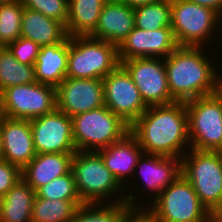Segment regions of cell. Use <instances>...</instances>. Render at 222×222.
<instances>
[{
  "instance_id": "cell-1",
  "label": "cell",
  "mask_w": 222,
  "mask_h": 222,
  "mask_svg": "<svg viewBox=\"0 0 222 222\" xmlns=\"http://www.w3.org/2000/svg\"><path fill=\"white\" fill-rule=\"evenodd\" d=\"M129 132L146 155L182 158L185 145L190 146L185 102L149 106L130 126Z\"/></svg>"
},
{
  "instance_id": "cell-2",
  "label": "cell",
  "mask_w": 222,
  "mask_h": 222,
  "mask_svg": "<svg viewBox=\"0 0 222 222\" xmlns=\"http://www.w3.org/2000/svg\"><path fill=\"white\" fill-rule=\"evenodd\" d=\"M201 51V47L178 46L165 58L168 86L176 102L212 95L222 89V76Z\"/></svg>"
},
{
  "instance_id": "cell-3",
  "label": "cell",
  "mask_w": 222,
  "mask_h": 222,
  "mask_svg": "<svg viewBox=\"0 0 222 222\" xmlns=\"http://www.w3.org/2000/svg\"><path fill=\"white\" fill-rule=\"evenodd\" d=\"M120 64L118 45L90 36L69 37L66 77L103 79Z\"/></svg>"
},
{
  "instance_id": "cell-4",
  "label": "cell",
  "mask_w": 222,
  "mask_h": 222,
  "mask_svg": "<svg viewBox=\"0 0 222 222\" xmlns=\"http://www.w3.org/2000/svg\"><path fill=\"white\" fill-rule=\"evenodd\" d=\"M146 211L156 222H213L192 184L181 174L167 186Z\"/></svg>"
},
{
  "instance_id": "cell-5",
  "label": "cell",
  "mask_w": 222,
  "mask_h": 222,
  "mask_svg": "<svg viewBox=\"0 0 222 222\" xmlns=\"http://www.w3.org/2000/svg\"><path fill=\"white\" fill-rule=\"evenodd\" d=\"M72 118L73 140L77 151H98L120 141L130 126L105 105Z\"/></svg>"
},
{
  "instance_id": "cell-6",
  "label": "cell",
  "mask_w": 222,
  "mask_h": 222,
  "mask_svg": "<svg viewBox=\"0 0 222 222\" xmlns=\"http://www.w3.org/2000/svg\"><path fill=\"white\" fill-rule=\"evenodd\" d=\"M187 153L182 156V174L213 214L222 203V152L190 149Z\"/></svg>"
},
{
  "instance_id": "cell-7",
  "label": "cell",
  "mask_w": 222,
  "mask_h": 222,
  "mask_svg": "<svg viewBox=\"0 0 222 222\" xmlns=\"http://www.w3.org/2000/svg\"><path fill=\"white\" fill-rule=\"evenodd\" d=\"M191 149L222 152V89L185 102Z\"/></svg>"
},
{
  "instance_id": "cell-8",
  "label": "cell",
  "mask_w": 222,
  "mask_h": 222,
  "mask_svg": "<svg viewBox=\"0 0 222 222\" xmlns=\"http://www.w3.org/2000/svg\"><path fill=\"white\" fill-rule=\"evenodd\" d=\"M71 171L83 203L101 204L106 202L105 199L108 201L113 193L118 196L121 185L106 168L98 151H76ZM101 200L103 202H99Z\"/></svg>"
},
{
  "instance_id": "cell-9",
  "label": "cell",
  "mask_w": 222,
  "mask_h": 222,
  "mask_svg": "<svg viewBox=\"0 0 222 222\" xmlns=\"http://www.w3.org/2000/svg\"><path fill=\"white\" fill-rule=\"evenodd\" d=\"M56 88L38 82L15 85L0 93V115L31 120L56 109Z\"/></svg>"
},
{
  "instance_id": "cell-10",
  "label": "cell",
  "mask_w": 222,
  "mask_h": 222,
  "mask_svg": "<svg viewBox=\"0 0 222 222\" xmlns=\"http://www.w3.org/2000/svg\"><path fill=\"white\" fill-rule=\"evenodd\" d=\"M219 20L210 8L189 0H171V28L178 46L202 47Z\"/></svg>"
},
{
  "instance_id": "cell-11",
  "label": "cell",
  "mask_w": 222,
  "mask_h": 222,
  "mask_svg": "<svg viewBox=\"0 0 222 222\" xmlns=\"http://www.w3.org/2000/svg\"><path fill=\"white\" fill-rule=\"evenodd\" d=\"M105 106L131 126L148 108L132 81L120 64L102 79Z\"/></svg>"
},
{
  "instance_id": "cell-12",
  "label": "cell",
  "mask_w": 222,
  "mask_h": 222,
  "mask_svg": "<svg viewBox=\"0 0 222 222\" xmlns=\"http://www.w3.org/2000/svg\"><path fill=\"white\" fill-rule=\"evenodd\" d=\"M133 58L121 62L137 86L145 104L149 106L168 105L176 102L170 94L165 58ZM164 59V60H163Z\"/></svg>"
},
{
  "instance_id": "cell-13",
  "label": "cell",
  "mask_w": 222,
  "mask_h": 222,
  "mask_svg": "<svg viewBox=\"0 0 222 222\" xmlns=\"http://www.w3.org/2000/svg\"><path fill=\"white\" fill-rule=\"evenodd\" d=\"M37 154L75 153L72 118L59 109L30 120Z\"/></svg>"
},
{
  "instance_id": "cell-14",
  "label": "cell",
  "mask_w": 222,
  "mask_h": 222,
  "mask_svg": "<svg viewBox=\"0 0 222 222\" xmlns=\"http://www.w3.org/2000/svg\"><path fill=\"white\" fill-rule=\"evenodd\" d=\"M102 79L66 77L56 87V107L69 117L104 106Z\"/></svg>"
},
{
  "instance_id": "cell-15",
  "label": "cell",
  "mask_w": 222,
  "mask_h": 222,
  "mask_svg": "<svg viewBox=\"0 0 222 222\" xmlns=\"http://www.w3.org/2000/svg\"><path fill=\"white\" fill-rule=\"evenodd\" d=\"M178 44L171 27L157 30H141L134 27L118 45L120 62L133 58H167Z\"/></svg>"
},
{
  "instance_id": "cell-16",
  "label": "cell",
  "mask_w": 222,
  "mask_h": 222,
  "mask_svg": "<svg viewBox=\"0 0 222 222\" xmlns=\"http://www.w3.org/2000/svg\"><path fill=\"white\" fill-rule=\"evenodd\" d=\"M3 141L2 159L23 169L35 156L30 120L11 119L0 115Z\"/></svg>"
},
{
  "instance_id": "cell-17",
  "label": "cell",
  "mask_w": 222,
  "mask_h": 222,
  "mask_svg": "<svg viewBox=\"0 0 222 222\" xmlns=\"http://www.w3.org/2000/svg\"><path fill=\"white\" fill-rule=\"evenodd\" d=\"M134 27V9L125 3L106 2L90 37L119 45Z\"/></svg>"
},
{
  "instance_id": "cell-18",
  "label": "cell",
  "mask_w": 222,
  "mask_h": 222,
  "mask_svg": "<svg viewBox=\"0 0 222 222\" xmlns=\"http://www.w3.org/2000/svg\"><path fill=\"white\" fill-rule=\"evenodd\" d=\"M104 165L122 186L129 173L136 171L138 159L145 155L137 139L129 132L120 141L98 150ZM128 174V175H127Z\"/></svg>"
},
{
  "instance_id": "cell-19",
  "label": "cell",
  "mask_w": 222,
  "mask_h": 222,
  "mask_svg": "<svg viewBox=\"0 0 222 222\" xmlns=\"http://www.w3.org/2000/svg\"><path fill=\"white\" fill-rule=\"evenodd\" d=\"M74 153H43L22 169V178L36 191L59 176L71 171Z\"/></svg>"
},
{
  "instance_id": "cell-20",
  "label": "cell",
  "mask_w": 222,
  "mask_h": 222,
  "mask_svg": "<svg viewBox=\"0 0 222 222\" xmlns=\"http://www.w3.org/2000/svg\"><path fill=\"white\" fill-rule=\"evenodd\" d=\"M69 37L55 45L41 46L34 64L35 81L57 87L67 74Z\"/></svg>"
},
{
  "instance_id": "cell-21",
  "label": "cell",
  "mask_w": 222,
  "mask_h": 222,
  "mask_svg": "<svg viewBox=\"0 0 222 222\" xmlns=\"http://www.w3.org/2000/svg\"><path fill=\"white\" fill-rule=\"evenodd\" d=\"M143 157L138 159L136 167L141 166L139 171L143 172L141 174L145 180L143 184L148 190L155 191L156 195L154 196L157 198L167 186L182 174V158L154 154L147 155L148 158L146 157L145 160H142Z\"/></svg>"
},
{
  "instance_id": "cell-22",
  "label": "cell",
  "mask_w": 222,
  "mask_h": 222,
  "mask_svg": "<svg viewBox=\"0 0 222 222\" xmlns=\"http://www.w3.org/2000/svg\"><path fill=\"white\" fill-rule=\"evenodd\" d=\"M21 37L33 40L41 47L63 42L68 35L63 23L24 7Z\"/></svg>"
},
{
  "instance_id": "cell-23",
  "label": "cell",
  "mask_w": 222,
  "mask_h": 222,
  "mask_svg": "<svg viewBox=\"0 0 222 222\" xmlns=\"http://www.w3.org/2000/svg\"><path fill=\"white\" fill-rule=\"evenodd\" d=\"M35 190L21 178L0 197V222H31Z\"/></svg>"
},
{
  "instance_id": "cell-24",
  "label": "cell",
  "mask_w": 222,
  "mask_h": 222,
  "mask_svg": "<svg viewBox=\"0 0 222 222\" xmlns=\"http://www.w3.org/2000/svg\"><path fill=\"white\" fill-rule=\"evenodd\" d=\"M105 0H68V37L90 36L96 29Z\"/></svg>"
},
{
  "instance_id": "cell-25",
  "label": "cell",
  "mask_w": 222,
  "mask_h": 222,
  "mask_svg": "<svg viewBox=\"0 0 222 222\" xmlns=\"http://www.w3.org/2000/svg\"><path fill=\"white\" fill-rule=\"evenodd\" d=\"M133 196L129 194L125 197L123 194L122 198L118 197L113 202L114 204L109 205L107 202V206L106 204L102 206L100 203L99 206L96 203H84L77 208L71 222H123L133 209H143L138 207L139 204L134 201L136 197Z\"/></svg>"
},
{
  "instance_id": "cell-26",
  "label": "cell",
  "mask_w": 222,
  "mask_h": 222,
  "mask_svg": "<svg viewBox=\"0 0 222 222\" xmlns=\"http://www.w3.org/2000/svg\"><path fill=\"white\" fill-rule=\"evenodd\" d=\"M82 200H50L35 197L31 222H71Z\"/></svg>"
},
{
  "instance_id": "cell-27",
  "label": "cell",
  "mask_w": 222,
  "mask_h": 222,
  "mask_svg": "<svg viewBox=\"0 0 222 222\" xmlns=\"http://www.w3.org/2000/svg\"><path fill=\"white\" fill-rule=\"evenodd\" d=\"M34 82V65L20 63L7 47H0V93L11 86Z\"/></svg>"
},
{
  "instance_id": "cell-28",
  "label": "cell",
  "mask_w": 222,
  "mask_h": 222,
  "mask_svg": "<svg viewBox=\"0 0 222 222\" xmlns=\"http://www.w3.org/2000/svg\"><path fill=\"white\" fill-rule=\"evenodd\" d=\"M135 27L157 30L171 27V0H156L134 9Z\"/></svg>"
},
{
  "instance_id": "cell-29",
  "label": "cell",
  "mask_w": 222,
  "mask_h": 222,
  "mask_svg": "<svg viewBox=\"0 0 222 222\" xmlns=\"http://www.w3.org/2000/svg\"><path fill=\"white\" fill-rule=\"evenodd\" d=\"M23 11L21 0L0 5V47H7L21 37Z\"/></svg>"
},
{
  "instance_id": "cell-30",
  "label": "cell",
  "mask_w": 222,
  "mask_h": 222,
  "mask_svg": "<svg viewBox=\"0 0 222 222\" xmlns=\"http://www.w3.org/2000/svg\"><path fill=\"white\" fill-rule=\"evenodd\" d=\"M36 196L50 200H81L72 171L39 187Z\"/></svg>"
},
{
  "instance_id": "cell-31",
  "label": "cell",
  "mask_w": 222,
  "mask_h": 222,
  "mask_svg": "<svg viewBox=\"0 0 222 222\" xmlns=\"http://www.w3.org/2000/svg\"><path fill=\"white\" fill-rule=\"evenodd\" d=\"M23 7L38 11L47 17L58 20L66 26L68 0H21Z\"/></svg>"
},
{
  "instance_id": "cell-32",
  "label": "cell",
  "mask_w": 222,
  "mask_h": 222,
  "mask_svg": "<svg viewBox=\"0 0 222 222\" xmlns=\"http://www.w3.org/2000/svg\"><path fill=\"white\" fill-rule=\"evenodd\" d=\"M7 48L20 63L26 65H34L40 51V46L36 42L23 37L10 43Z\"/></svg>"
},
{
  "instance_id": "cell-33",
  "label": "cell",
  "mask_w": 222,
  "mask_h": 222,
  "mask_svg": "<svg viewBox=\"0 0 222 222\" xmlns=\"http://www.w3.org/2000/svg\"><path fill=\"white\" fill-rule=\"evenodd\" d=\"M22 169L6 160H0V197L4 196L20 179Z\"/></svg>"
},
{
  "instance_id": "cell-34",
  "label": "cell",
  "mask_w": 222,
  "mask_h": 222,
  "mask_svg": "<svg viewBox=\"0 0 222 222\" xmlns=\"http://www.w3.org/2000/svg\"><path fill=\"white\" fill-rule=\"evenodd\" d=\"M123 222H156L146 209H133Z\"/></svg>"
},
{
  "instance_id": "cell-35",
  "label": "cell",
  "mask_w": 222,
  "mask_h": 222,
  "mask_svg": "<svg viewBox=\"0 0 222 222\" xmlns=\"http://www.w3.org/2000/svg\"><path fill=\"white\" fill-rule=\"evenodd\" d=\"M200 6H204L215 11L219 16L222 14V0H189Z\"/></svg>"
},
{
  "instance_id": "cell-36",
  "label": "cell",
  "mask_w": 222,
  "mask_h": 222,
  "mask_svg": "<svg viewBox=\"0 0 222 222\" xmlns=\"http://www.w3.org/2000/svg\"><path fill=\"white\" fill-rule=\"evenodd\" d=\"M156 0H125V4H127L132 9H135L137 7L143 6L145 4H148L150 2H154Z\"/></svg>"
},
{
  "instance_id": "cell-37",
  "label": "cell",
  "mask_w": 222,
  "mask_h": 222,
  "mask_svg": "<svg viewBox=\"0 0 222 222\" xmlns=\"http://www.w3.org/2000/svg\"><path fill=\"white\" fill-rule=\"evenodd\" d=\"M214 222H222V203L220 207L212 214Z\"/></svg>"
},
{
  "instance_id": "cell-38",
  "label": "cell",
  "mask_w": 222,
  "mask_h": 222,
  "mask_svg": "<svg viewBox=\"0 0 222 222\" xmlns=\"http://www.w3.org/2000/svg\"><path fill=\"white\" fill-rule=\"evenodd\" d=\"M3 156V141H2V134H1V127H0V160Z\"/></svg>"
},
{
  "instance_id": "cell-39",
  "label": "cell",
  "mask_w": 222,
  "mask_h": 222,
  "mask_svg": "<svg viewBox=\"0 0 222 222\" xmlns=\"http://www.w3.org/2000/svg\"><path fill=\"white\" fill-rule=\"evenodd\" d=\"M106 2H118V3H124L125 0H105Z\"/></svg>"
},
{
  "instance_id": "cell-40",
  "label": "cell",
  "mask_w": 222,
  "mask_h": 222,
  "mask_svg": "<svg viewBox=\"0 0 222 222\" xmlns=\"http://www.w3.org/2000/svg\"><path fill=\"white\" fill-rule=\"evenodd\" d=\"M11 1H13V0H0V5L9 3Z\"/></svg>"
}]
</instances>
